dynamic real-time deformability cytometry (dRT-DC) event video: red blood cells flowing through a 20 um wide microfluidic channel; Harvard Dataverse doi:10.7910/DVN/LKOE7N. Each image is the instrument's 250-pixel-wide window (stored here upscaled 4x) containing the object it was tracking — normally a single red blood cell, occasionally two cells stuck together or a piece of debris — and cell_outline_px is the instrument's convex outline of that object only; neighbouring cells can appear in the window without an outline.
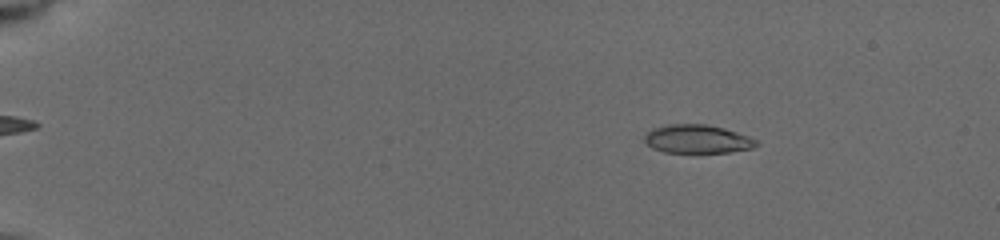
{"species": "common noctule bat (a hibernating species)", "species_latin": "Nyctalus noctula", "temperature_condition": "cold", "stored_images_in_passage": 9, "camera_frame_rate_fps": 3000, "um_per_image_px": 0.085, "animal": {"sex": "female", "body_mass_g": 19.5, "forearm_length_mm": 54.1}, "frame": {"image": 1, "passage_image": 3, "time_ms": 2.0, "image_size_px": [1000, 240], "cell_outline_px": [[760, 144], [752, 148], [728, 152], [664, 152], [652, 148], [644, 140], [644, 136], [652, 128], [668, 124], [704, 124], [724, 128], [748, 136], [756, 140]], "centroid_in_image_um": [59.26, 11.81], "position_along_channel_um": 25.7, "area_um2": 18.44}}
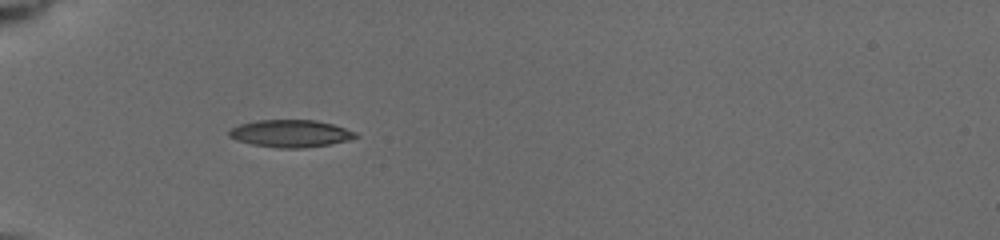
{"frame": {"image": 2, "passage_image": 7, "time_ms": 5.333, "image_size_px": [1000, 240], "cell_outline_px": [[360, 136], [348, 140], [328, 144], [300, 148], [280, 148], [252, 144], [236, 140], [228, 136], [228, 132], [232, 128], [240, 124], [256, 120], [316, 120], [332, 124], [356, 132]], "centroid_in_image_um": [24.68, 11.34], "position_along_channel_um": 60.3, "area_um2": 20.0}}
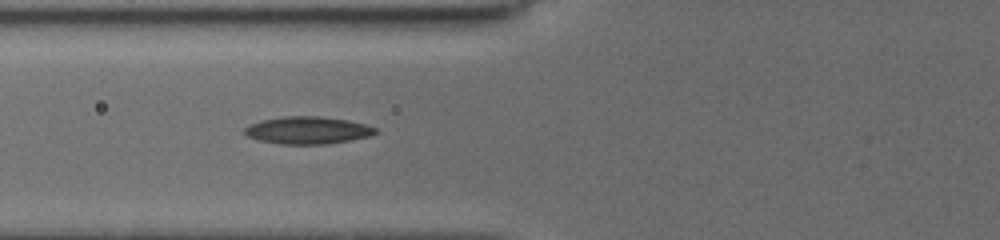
{"frame": {"image": 3, "passage_image": 9, "time_ms": 6.667, "image_size_px": [1000, 240], "cell_outline_px": [[380, 132], [368, 136], [348, 140], [324, 144], [280, 144], [260, 140], [248, 136], [244, 132], [244, 128], [248, 124], [260, 120], [284, 116], [320, 116], [348, 120], [364, 124], [376, 128]], "centroid_in_image_um": [26.13, 11.06], "position_along_channel_um": 99.7, "area_um2": 20.81}}